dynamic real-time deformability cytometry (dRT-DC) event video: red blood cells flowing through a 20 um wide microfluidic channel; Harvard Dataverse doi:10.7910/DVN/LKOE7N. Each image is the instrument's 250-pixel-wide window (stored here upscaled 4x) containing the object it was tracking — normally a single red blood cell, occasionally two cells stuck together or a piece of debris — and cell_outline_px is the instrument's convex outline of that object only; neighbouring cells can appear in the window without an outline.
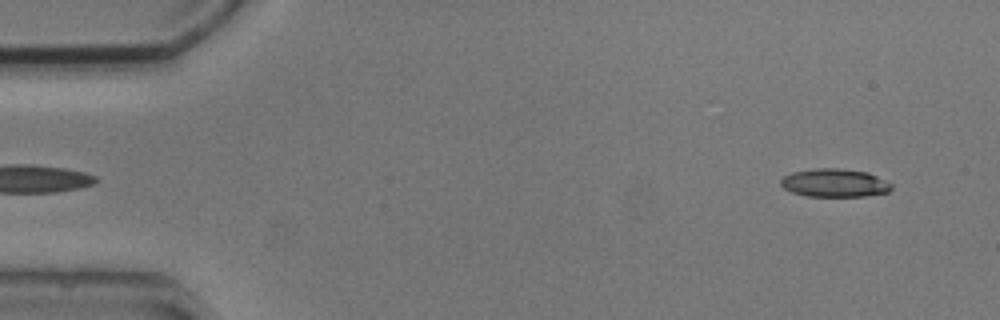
{"species": "common noctule bat (a hibernating species)", "species_latin": "Nyctalus noctula", "temperature_condition": "cold", "stored_images_in_passage": 5, "camera_frame_rate_fps": 3000, "um_per_image_px": 0.085, "animal": {"sex": "male", "body_mass_g": 20.5, "forearm_length_mm": 52.5}, "frame": {"image": 1, "passage_image": 5, "time_ms": 4.667, "image_size_px": [1000, 320], "cell_outline_px": [[892, 188], [888, 192], [864, 196], [808, 196], [792, 192], [784, 188], [780, 184], [780, 180], [784, 176], [792, 172], [816, 168], [836, 168], [868, 172], [892, 184]], "centroid_in_image_um": [70.93, 15.54], "position_along_channel_um": 14.1, "area_um2": 18.09}}